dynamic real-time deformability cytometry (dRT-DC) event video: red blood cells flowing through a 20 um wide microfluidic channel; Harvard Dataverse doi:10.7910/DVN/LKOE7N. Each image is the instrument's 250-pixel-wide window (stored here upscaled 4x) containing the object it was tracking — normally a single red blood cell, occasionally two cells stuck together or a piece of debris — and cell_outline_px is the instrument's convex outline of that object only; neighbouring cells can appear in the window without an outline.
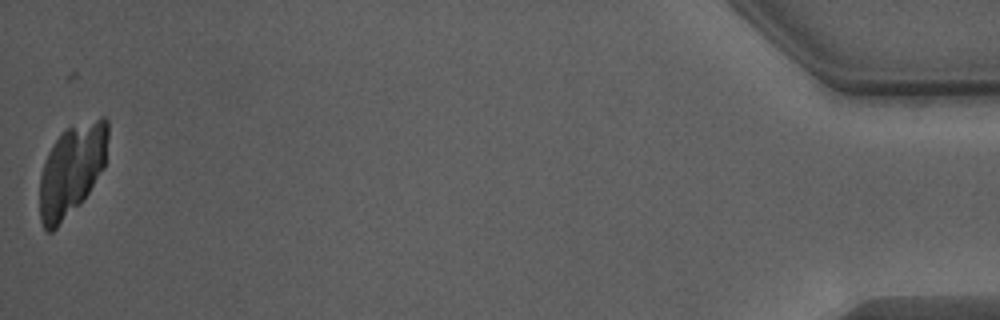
{"species": "Egyptian fruit bat (a non-hibernating species)", "species_latin": "Rousettus aegyptiacus", "temperature_condition": "warm", "stored_images_in_passage": 38, "camera_frame_rate_fps": 3000, "um_per_image_px": 0.085, "animal": {"sex": "male"}, "frame": {"image": 1, "passage_image": 37, "time_ms": 12.0, "image_size_px": [1000, 320], "cell_outline_px": [[108, 136], [104, 168], [80, 204], [52, 232], [48, 232], [44, 228], [40, 220], [40, 176], [48, 152], [56, 140], [68, 128], [100, 116], [104, 116], [108, 120]], "centroid_in_image_um": [6.11, 14.45], "position_along_channel_um": 429.1, "area_um2": 36.07}}